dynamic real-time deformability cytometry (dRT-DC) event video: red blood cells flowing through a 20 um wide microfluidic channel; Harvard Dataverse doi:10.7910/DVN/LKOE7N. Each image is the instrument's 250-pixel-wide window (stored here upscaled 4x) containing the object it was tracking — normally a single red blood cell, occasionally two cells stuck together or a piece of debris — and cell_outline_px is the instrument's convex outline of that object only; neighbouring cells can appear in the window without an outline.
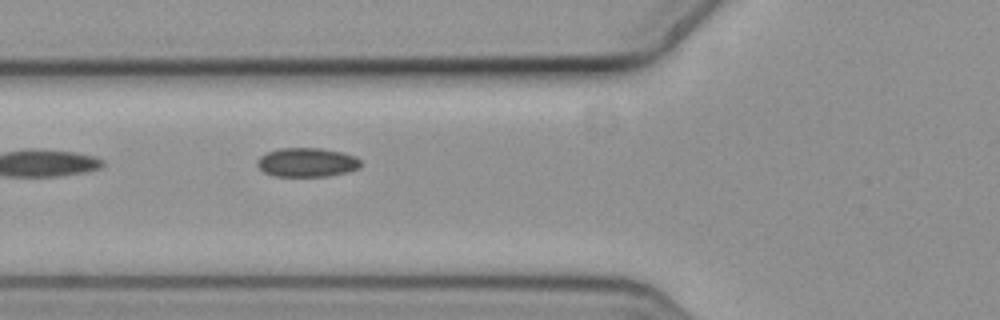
{"species": "common noctule bat (a hibernating species)", "species_latin": "Nyctalus noctula", "temperature_condition": "cold", "stored_images_in_passage": 7, "camera_frame_rate_fps": 3000, "um_per_image_px": 0.085, "animal": {"sex": "female", "body_mass_g": 19.3, "forearm_length_mm": 54.1}, "frame": {"image": 1, "passage_image": 7, "time_ms": 2.0, "image_size_px": [1000, 320], "cell_outline_px": [[360, 168], [348, 172], [328, 176], [272, 176], [264, 172], [256, 164], [256, 160], [260, 156], [268, 152], [280, 148], [320, 148], [340, 152], [356, 156], [360, 160]], "centroid_in_image_um": [26.08, 13.8], "position_along_channel_um": 99.7, "area_um2": 17.57}}